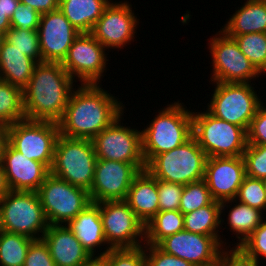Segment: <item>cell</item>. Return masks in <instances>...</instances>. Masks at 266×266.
<instances>
[{"mask_svg":"<svg viewBox=\"0 0 266 266\" xmlns=\"http://www.w3.org/2000/svg\"><path fill=\"white\" fill-rule=\"evenodd\" d=\"M20 3L25 5H30L36 10L40 15L48 13L50 11L59 8L60 0H19Z\"/></svg>","mask_w":266,"mask_h":266,"instance_id":"bcb514c9","label":"cell"},{"mask_svg":"<svg viewBox=\"0 0 266 266\" xmlns=\"http://www.w3.org/2000/svg\"><path fill=\"white\" fill-rule=\"evenodd\" d=\"M266 104L262 105L251 120L247 131V143L266 145Z\"/></svg>","mask_w":266,"mask_h":266,"instance_id":"ee69618b","label":"cell"},{"mask_svg":"<svg viewBox=\"0 0 266 266\" xmlns=\"http://www.w3.org/2000/svg\"><path fill=\"white\" fill-rule=\"evenodd\" d=\"M245 176L243 156L207 157L203 180L214 200L235 199Z\"/></svg>","mask_w":266,"mask_h":266,"instance_id":"d6986e66","label":"cell"},{"mask_svg":"<svg viewBox=\"0 0 266 266\" xmlns=\"http://www.w3.org/2000/svg\"><path fill=\"white\" fill-rule=\"evenodd\" d=\"M25 118L23 90L0 79V122L9 126Z\"/></svg>","mask_w":266,"mask_h":266,"instance_id":"4dcf8cb0","label":"cell"},{"mask_svg":"<svg viewBox=\"0 0 266 266\" xmlns=\"http://www.w3.org/2000/svg\"><path fill=\"white\" fill-rule=\"evenodd\" d=\"M214 199L204 180L189 183L184 186L180 198V211L183 214L190 213L200 207L211 204Z\"/></svg>","mask_w":266,"mask_h":266,"instance_id":"836d02e7","label":"cell"},{"mask_svg":"<svg viewBox=\"0 0 266 266\" xmlns=\"http://www.w3.org/2000/svg\"><path fill=\"white\" fill-rule=\"evenodd\" d=\"M81 266H108L106 259L103 256H92Z\"/></svg>","mask_w":266,"mask_h":266,"instance_id":"c3c4849f","label":"cell"},{"mask_svg":"<svg viewBox=\"0 0 266 266\" xmlns=\"http://www.w3.org/2000/svg\"><path fill=\"white\" fill-rule=\"evenodd\" d=\"M66 225L91 256H103L111 249L104 236L100 207L97 203L89 204ZM105 245L107 246L103 248ZM102 248L103 251L100 250ZM96 250L102 252L97 254Z\"/></svg>","mask_w":266,"mask_h":266,"instance_id":"7402d4cb","label":"cell"},{"mask_svg":"<svg viewBox=\"0 0 266 266\" xmlns=\"http://www.w3.org/2000/svg\"><path fill=\"white\" fill-rule=\"evenodd\" d=\"M2 38L6 42L15 45L23 54L34 59L37 63L42 62L37 30H22L10 27Z\"/></svg>","mask_w":266,"mask_h":266,"instance_id":"d6a6232c","label":"cell"},{"mask_svg":"<svg viewBox=\"0 0 266 266\" xmlns=\"http://www.w3.org/2000/svg\"><path fill=\"white\" fill-rule=\"evenodd\" d=\"M111 1L60 0L59 9L80 33H90Z\"/></svg>","mask_w":266,"mask_h":266,"instance_id":"4316f807","label":"cell"},{"mask_svg":"<svg viewBox=\"0 0 266 266\" xmlns=\"http://www.w3.org/2000/svg\"><path fill=\"white\" fill-rule=\"evenodd\" d=\"M10 191L7 181L3 164H0V200L1 198Z\"/></svg>","mask_w":266,"mask_h":266,"instance_id":"7dc6e473","label":"cell"},{"mask_svg":"<svg viewBox=\"0 0 266 266\" xmlns=\"http://www.w3.org/2000/svg\"><path fill=\"white\" fill-rule=\"evenodd\" d=\"M97 204L104 236L111 248H135L145 244V225L124 200Z\"/></svg>","mask_w":266,"mask_h":266,"instance_id":"4fadbf2b","label":"cell"},{"mask_svg":"<svg viewBox=\"0 0 266 266\" xmlns=\"http://www.w3.org/2000/svg\"><path fill=\"white\" fill-rule=\"evenodd\" d=\"M184 230L213 236L222 246H227L226 239L221 240L219 231L221 227V207L220 202L214 200L207 206L200 207L190 213L184 214Z\"/></svg>","mask_w":266,"mask_h":266,"instance_id":"83f0119b","label":"cell"},{"mask_svg":"<svg viewBox=\"0 0 266 266\" xmlns=\"http://www.w3.org/2000/svg\"><path fill=\"white\" fill-rule=\"evenodd\" d=\"M192 136L207 157L243 156L247 146V131L218 119L207 110L192 113Z\"/></svg>","mask_w":266,"mask_h":266,"instance_id":"5b68a950","label":"cell"},{"mask_svg":"<svg viewBox=\"0 0 266 266\" xmlns=\"http://www.w3.org/2000/svg\"><path fill=\"white\" fill-rule=\"evenodd\" d=\"M263 182V185H264V189H265V192H266V178L262 180Z\"/></svg>","mask_w":266,"mask_h":266,"instance_id":"816d5d0a","label":"cell"},{"mask_svg":"<svg viewBox=\"0 0 266 266\" xmlns=\"http://www.w3.org/2000/svg\"><path fill=\"white\" fill-rule=\"evenodd\" d=\"M56 122L23 119L6 126L7 141L31 160L43 163L49 170L59 136Z\"/></svg>","mask_w":266,"mask_h":266,"instance_id":"30bf717a","label":"cell"},{"mask_svg":"<svg viewBox=\"0 0 266 266\" xmlns=\"http://www.w3.org/2000/svg\"><path fill=\"white\" fill-rule=\"evenodd\" d=\"M220 30L226 35L266 33V0H246Z\"/></svg>","mask_w":266,"mask_h":266,"instance_id":"484cf974","label":"cell"},{"mask_svg":"<svg viewBox=\"0 0 266 266\" xmlns=\"http://www.w3.org/2000/svg\"><path fill=\"white\" fill-rule=\"evenodd\" d=\"M38 196L49 225L67 224L89 204V192L49 173L39 187Z\"/></svg>","mask_w":266,"mask_h":266,"instance_id":"9c48e42d","label":"cell"},{"mask_svg":"<svg viewBox=\"0 0 266 266\" xmlns=\"http://www.w3.org/2000/svg\"><path fill=\"white\" fill-rule=\"evenodd\" d=\"M214 83L207 111L218 119L248 131L256 111L264 104L252 83Z\"/></svg>","mask_w":266,"mask_h":266,"instance_id":"ba28073f","label":"cell"},{"mask_svg":"<svg viewBox=\"0 0 266 266\" xmlns=\"http://www.w3.org/2000/svg\"><path fill=\"white\" fill-rule=\"evenodd\" d=\"M42 239L55 266H81L92 257L66 224L48 225Z\"/></svg>","mask_w":266,"mask_h":266,"instance_id":"44dd1931","label":"cell"},{"mask_svg":"<svg viewBox=\"0 0 266 266\" xmlns=\"http://www.w3.org/2000/svg\"><path fill=\"white\" fill-rule=\"evenodd\" d=\"M124 113L92 139L95 154L97 159L131 163L142 171L146 169V163L142 154L141 130L123 126Z\"/></svg>","mask_w":266,"mask_h":266,"instance_id":"7c38bea8","label":"cell"},{"mask_svg":"<svg viewBox=\"0 0 266 266\" xmlns=\"http://www.w3.org/2000/svg\"><path fill=\"white\" fill-rule=\"evenodd\" d=\"M180 100L161 108L141 130L142 154L146 165L158 154L181 146L192 137V113ZM147 127V128H146Z\"/></svg>","mask_w":266,"mask_h":266,"instance_id":"3957f363","label":"cell"},{"mask_svg":"<svg viewBox=\"0 0 266 266\" xmlns=\"http://www.w3.org/2000/svg\"><path fill=\"white\" fill-rule=\"evenodd\" d=\"M24 266H55L48 245L43 239L34 240L30 244Z\"/></svg>","mask_w":266,"mask_h":266,"instance_id":"7bdbcfd3","label":"cell"},{"mask_svg":"<svg viewBox=\"0 0 266 266\" xmlns=\"http://www.w3.org/2000/svg\"><path fill=\"white\" fill-rule=\"evenodd\" d=\"M227 36L235 39L242 53L263 75L266 72V33Z\"/></svg>","mask_w":266,"mask_h":266,"instance_id":"1f68e13d","label":"cell"},{"mask_svg":"<svg viewBox=\"0 0 266 266\" xmlns=\"http://www.w3.org/2000/svg\"><path fill=\"white\" fill-rule=\"evenodd\" d=\"M100 85L75 87L58 122L61 135L92 140L124 112L125 104Z\"/></svg>","mask_w":266,"mask_h":266,"instance_id":"6da1fadb","label":"cell"},{"mask_svg":"<svg viewBox=\"0 0 266 266\" xmlns=\"http://www.w3.org/2000/svg\"><path fill=\"white\" fill-rule=\"evenodd\" d=\"M38 63L23 54L15 45L0 41V79L22 90L28 85Z\"/></svg>","mask_w":266,"mask_h":266,"instance_id":"cb8c5ba5","label":"cell"},{"mask_svg":"<svg viewBox=\"0 0 266 266\" xmlns=\"http://www.w3.org/2000/svg\"><path fill=\"white\" fill-rule=\"evenodd\" d=\"M236 203V204H234ZM229 204V205H227ZM234 206H233V205ZM231 205V206H230ZM221 207V226L224 223L222 215H225V209L230 208L227 217V224L230 231L236 235L238 240L236 246H240V244L246 240L254 230L266 219V213L261 210L250 207L246 204L238 202L235 199L225 200L220 202ZM265 216V217H264Z\"/></svg>","mask_w":266,"mask_h":266,"instance_id":"d4e9b609","label":"cell"},{"mask_svg":"<svg viewBox=\"0 0 266 266\" xmlns=\"http://www.w3.org/2000/svg\"><path fill=\"white\" fill-rule=\"evenodd\" d=\"M246 175L252 178H266V145L247 144L243 153Z\"/></svg>","mask_w":266,"mask_h":266,"instance_id":"8d00e7d4","label":"cell"},{"mask_svg":"<svg viewBox=\"0 0 266 266\" xmlns=\"http://www.w3.org/2000/svg\"><path fill=\"white\" fill-rule=\"evenodd\" d=\"M74 82L77 81L61 63H38L28 85L23 89L26 119L58 123L75 89Z\"/></svg>","mask_w":266,"mask_h":266,"instance_id":"7a4b0ae2","label":"cell"},{"mask_svg":"<svg viewBox=\"0 0 266 266\" xmlns=\"http://www.w3.org/2000/svg\"><path fill=\"white\" fill-rule=\"evenodd\" d=\"M212 58L211 82L251 83L263 76L240 50L234 38L222 30L209 39Z\"/></svg>","mask_w":266,"mask_h":266,"instance_id":"8fae6325","label":"cell"},{"mask_svg":"<svg viewBox=\"0 0 266 266\" xmlns=\"http://www.w3.org/2000/svg\"><path fill=\"white\" fill-rule=\"evenodd\" d=\"M145 266H193L188 261L169 255L156 245L144 244Z\"/></svg>","mask_w":266,"mask_h":266,"instance_id":"b9f144b4","label":"cell"},{"mask_svg":"<svg viewBox=\"0 0 266 266\" xmlns=\"http://www.w3.org/2000/svg\"><path fill=\"white\" fill-rule=\"evenodd\" d=\"M48 225L37 192L10 190L1 198L0 230L37 240Z\"/></svg>","mask_w":266,"mask_h":266,"instance_id":"8992f818","label":"cell"},{"mask_svg":"<svg viewBox=\"0 0 266 266\" xmlns=\"http://www.w3.org/2000/svg\"><path fill=\"white\" fill-rule=\"evenodd\" d=\"M2 164L10 190L37 192L50 170L41 162L23 156L8 141L3 149Z\"/></svg>","mask_w":266,"mask_h":266,"instance_id":"ffe728a7","label":"cell"},{"mask_svg":"<svg viewBox=\"0 0 266 266\" xmlns=\"http://www.w3.org/2000/svg\"><path fill=\"white\" fill-rule=\"evenodd\" d=\"M7 142V136H0V164H2L3 149Z\"/></svg>","mask_w":266,"mask_h":266,"instance_id":"681fc988","label":"cell"},{"mask_svg":"<svg viewBox=\"0 0 266 266\" xmlns=\"http://www.w3.org/2000/svg\"><path fill=\"white\" fill-rule=\"evenodd\" d=\"M33 241L25 235L0 230V266H24Z\"/></svg>","mask_w":266,"mask_h":266,"instance_id":"f546056e","label":"cell"},{"mask_svg":"<svg viewBox=\"0 0 266 266\" xmlns=\"http://www.w3.org/2000/svg\"><path fill=\"white\" fill-rule=\"evenodd\" d=\"M240 247L258 263L266 259V219L241 244Z\"/></svg>","mask_w":266,"mask_h":266,"instance_id":"ab89813d","label":"cell"},{"mask_svg":"<svg viewBox=\"0 0 266 266\" xmlns=\"http://www.w3.org/2000/svg\"><path fill=\"white\" fill-rule=\"evenodd\" d=\"M96 160L92 140L59 134L50 173L89 192L93 185Z\"/></svg>","mask_w":266,"mask_h":266,"instance_id":"277c9868","label":"cell"},{"mask_svg":"<svg viewBox=\"0 0 266 266\" xmlns=\"http://www.w3.org/2000/svg\"><path fill=\"white\" fill-rule=\"evenodd\" d=\"M124 201L146 225L159 212L157 179L147 169L140 171L133 179Z\"/></svg>","mask_w":266,"mask_h":266,"instance_id":"603a6c76","label":"cell"},{"mask_svg":"<svg viewBox=\"0 0 266 266\" xmlns=\"http://www.w3.org/2000/svg\"><path fill=\"white\" fill-rule=\"evenodd\" d=\"M139 19L129 2L111 1L94 24L90 34L106 49H123L134 42ZM136 29V30H135Z\"/></svg>","mask_w":266,"mask_h":266,"instance_id":"9a60e30c","label":"cell"},{"mask_svg":"<svg viewBox=\"0 0 266 266\" xmlns=\"http://www.w3.org/2000/svg\"><path fill=\"white\" fill-rule=\"evenodd\" d=\"M180 210L159 211L145 225V244L157 245L162 239L184 230Z\"/></svg>","mask_w":266,"mask_h":266,"instance_id":"f1b7e54d","label":"cell"},{"mask_svg":"<svg viewBox=\"0 0 266 266\" xmlns=\"http://www.w3.org/2000/svg\"><path fill=\"white\" fill-rule=\"evenodd\" d=\"M38 39L42 62L62 63L80 32L58 8L40 16Z\"/></svg>","mask_w":266,"mask_h":266,"instance_id":"e0dca14e","label":"cell"},{"mask_svg":"<svg viewBox=\"0 0 266 266\" xmlns=\"http://www.w3.org/2000/svg\"><path fill=\"white\" fill-rule=\"evenodd\" d=\"M163 252L188 261L193 266H216L223 247L213 236L186 230L162 239L157 245Z\"/></svg>","mask_w":266,"mask_h":266,"instance_id":"ac0fdd59","label":"cell"},{"mask_svg":"<svg viewBox=\"0 0 266 266\" xmlns=\"http://www.w3.org/2000/svg\"><path fill=\"white\" fill-rule=\"evenodd\" d=\"M230 245L221 248L216 266H259V263L240 246L234 245L235 247L230 248Z\"/></svg>","mask_w":266,"mask_h":266,"instance_id":"f35d334b","label":"cell"},{"mask_svg":"<svg viewBox=\"0 0 266 266\" xmlns=\"http://www.w3.org/2000/svg\"><path fill=\"white\" fill-rule=\"evenodd\" d=\"M207 156L192 136L184 144L156 155L146 169L158 180L183 186L204 179Z\"/></svg>","mask_w":266,"mask_h":266,"instance_id":"52a82bcc","label":"cell"},{"mask_svg":"<svg viewBox=\"0 0 266 266\" xmlns=\"http://www.w3.org/2000/svg\"><path fill=\"white\" fill-rule=\"evenodd\" d=\"M19 0H0V36L11 27L10 19L17 8Z\"/></svg>","mask_w":266,"mask_h":266,"instance_id":"f6af8a7d","label":"cell"},{"mask_svg":"<svg viewBox=\"0 0 266 266\" xmlns=\"http://www.w3.org/2000/svg\"><path fill=\"white\" fill-rule=\"evenodd\" d=\"M184 186L157 179L159 211L179 210Z\"/></svg>","mask_w":266,"mask_h":266,"instance_id":"74e56055","label":"cell"},{"mask_svg":"<svg viewBox=\"0 0 266 266\" xmlns=\"http://www.w3.org/2000/svg\"><path fill=\"white\" fill-rule=\"evenodd\" d=\"M0 136H7L6 135V126L0 122Z\"/></svg>","mask_w":266,"mask_h":266,"instance_id":"f907efd6","label":"cell"},{"mask_svg":"<svg viewBox=\"0 0 266 266\" xmlns=\"http://www.w3.org/2000/svg\"><path fill=\"white\" fill-rule=\"evenodd\" d=\"M103 257L108 266H145V248H111Z\"/></svg>","mask_w":266,"mask_h":266,"instance_id":"d590c367","label":"cell"},{"mask_svg":"<svg viewBox=\"0 0 266 266\" xmlns=\"http://www.w3.org/2000/svg\"><path fill=\"white\" fill-rule=\"evenodd\" d=\"M235 200L265 213L266 192L262 180L246 175L239 187Z\"/></svg>","mask_w":266,"mask_h":266,"instance_id":"e575fe53","label":"cell"},{"mask_svg":"<svg viewBox=\"0 0 266 266\" xmlns=\"http://www.w3.org/2000/svg\"><path fill=\"white\" fill-rule=\"evenodd\" d=\"M139 172L131 163L97 159L93 185L89 191L91 202L125 200L130 185Z\"/></svg>","mask_w":266,"mask_h":266,"instance_id":"2e32d148","label":"cell"},{"mask_svg":"<svg viewBox=\"0 0 266 266\" xmlns=\"http://www.w3.org/2000/svg\"><path fill=\"white\" fill-rule=\"evenodd\" d=\"M40 16L32 6L19 2L10 19L11 27L22 30H37Z\"/></svg>","mask_w":266,"mask_h":266,"instance_id":"60d3db41","label":"cell"},{"mask_svg":"<svg viewBox=\"0 0 266 266\" xmlns=\"http://www.w3.org/2000/svg\"><path fill=\"white\" fill-rule=\"evenodd\" d=\"M107 49L90 33H80L61 63L78 84H100L107 72Z\"/></svg>","mask_w":266,"mask_h":266,"instance_id":"5bb4252c","label":"cell"}]
</instances>
